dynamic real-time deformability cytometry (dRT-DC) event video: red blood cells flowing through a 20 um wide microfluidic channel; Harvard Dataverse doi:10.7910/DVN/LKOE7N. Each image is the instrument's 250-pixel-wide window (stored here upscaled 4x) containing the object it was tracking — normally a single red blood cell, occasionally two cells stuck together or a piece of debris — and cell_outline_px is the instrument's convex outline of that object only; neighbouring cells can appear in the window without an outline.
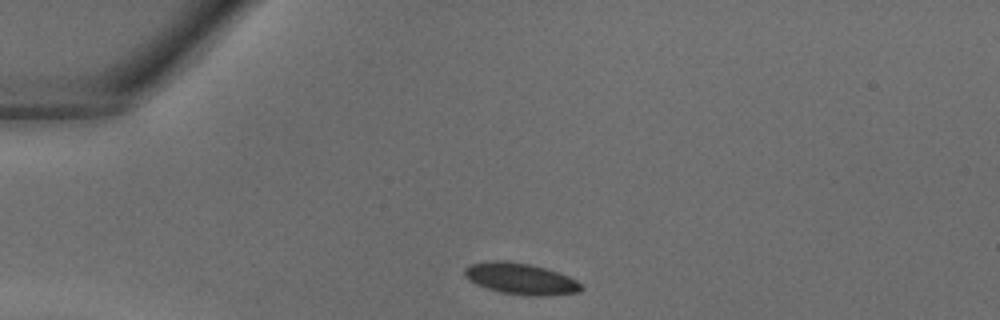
{"species": "common noctule bat (a hibernating species)", "species_latin": "Nyctalus noctula", "temperature_condition": "warm", "stored_images_in_passage": 31, "camera_frame_rate_fps": 3000, "um_per_image_px": 0.085, "animal": {"sex": "male", "body_mass_g": 18.8}, "frame": {"image": 1, "passage_image": 1, "time_ms": 0.0, "image_size_px": [1000, 320], "cell_outline_px": [[584, 288], [580, 292], [544, 296], [524, 296], [500, 292], [476, 284], [468, 280], [464, 276], [464, 268], [468, 264], [488, 260], [508, 260], [528, 264], [544, 268], [568, 276], [576, 280]], "centroid_in_image_um": [44.21, 23.69], "position_along_channel_um": 40.8, "area_um2": 21.5}}
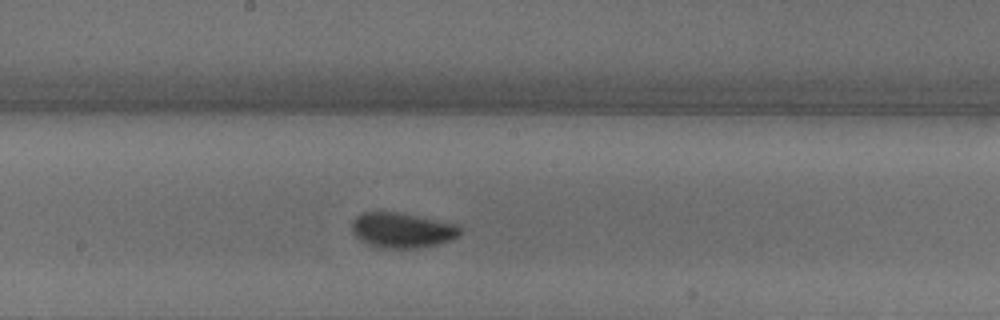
{"frame": {"image": 2, "passage_image": 13, "time_ms": 4.0, "image_size_px": [1000, 320], "cell_outline_px": [[460, 236], [452, 240], [440, 244], [416, 248], [380, 248], [368, 244], [360, 240], [352, 232], [352, 220], [356, 216], [364, 212], [396, 212], [456, 224], [460, 228]], "centroid_in_image_um": [34.17, 19.58], "position_along_channel_um": 214.0, "area_um2": 22.14}}
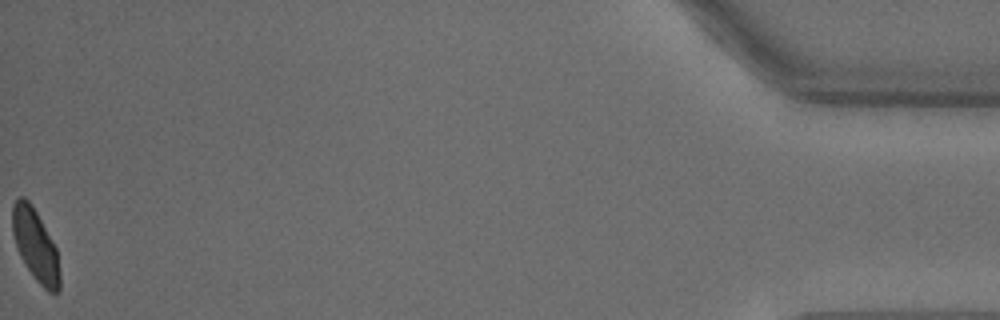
{"frame": {"image": 3, "passage_image": 31, "time_ms": 10.0, "image_size_px": [1000, 320], "cell_outline_px": [[60, 292], [48, 292], [36, 280], [24, 264], [20, 256], [12, 232], [12, 204], [20, 196], [24, 196], [32, 204], [56, 248], [60, 272]], "centroid_in_image_um": [3.01, 20.85], "position_along_channel_um": 432.2, "area_um2": 19.83}}